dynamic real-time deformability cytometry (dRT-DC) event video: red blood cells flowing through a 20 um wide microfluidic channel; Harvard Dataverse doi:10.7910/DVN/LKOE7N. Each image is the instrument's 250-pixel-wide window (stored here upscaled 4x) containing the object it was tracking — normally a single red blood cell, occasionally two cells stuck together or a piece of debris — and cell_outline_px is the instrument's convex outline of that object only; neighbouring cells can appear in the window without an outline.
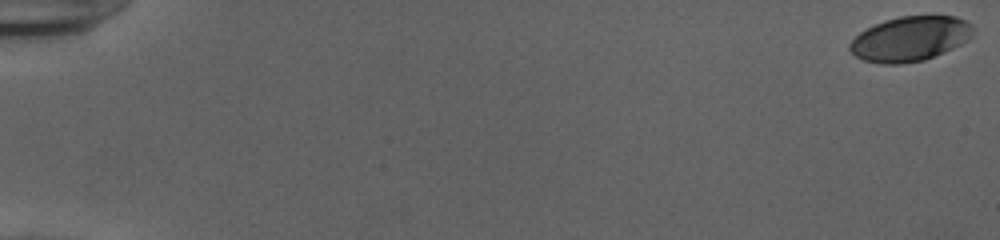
{"species": "human", "species_latin": "Homo sapiens", "temperature_condition": "cold", "stored_images_in_passage": 54, "camera_frame_rate_fps": 3000, "um_per_image_px": 0.085, "donor": {"sex": "female"}, "frame": {"image": 1, "passage_image": 1, "time_ms": 0.0, "image_size_px": [1000, 240], "cell_outline_px": [[972, 36], [968, 40], [952, 48], [924, 60], [900, 64], [880, 64], [864, 60], [856, 56], [848, 48], [848, 44], [860, 32], [884, 20], [900, 16], [956, 16], [972, 24]], "centroid_in_image_um": [77.34, 3.3], "position_along_channel_um": 7.7, "area_um2": 31.96}}
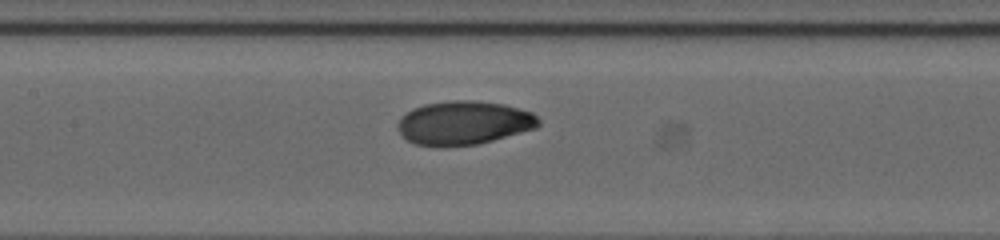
{"frame": {"image": 2, "passage_image": 28, "time_ms": 9.0, "image_size_px": [1000, 240], "cell_outline_px": [[540, 124], [536, 128], [480, 144], [444, 148], [440, 148], [416, 144], [408, 140], [400, 132], [396, 124], [400, 116], [412, 108], [424, 104], [452, 100], [472, 100], [504, 104], [532, 112], [540, 120]], "centroid_in_image_um": [39.4, 10.46], "position_along_channel_um": 168.0, "area_um2": 36.41}}
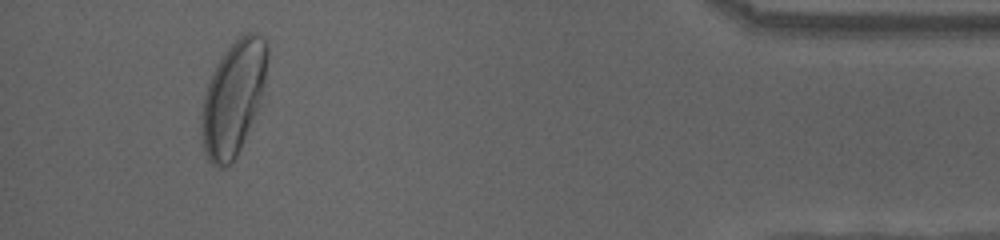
{"frame": {"image": 3, "passage_image": 51, "time_ms": 16.667, "image_size_px": [1000, 240], "cell_outline_px": [[268, 60], [264, 84], [256, 108], [240, 148], [236, 156], [224, 168], [220, 168], [212, 164], [208, 160], [204, 152], [200, 128], [200, 120], [204, 96], [208, 84], [216, 64], [228, 48], [244, 32], [256, 32], [268, 44]], "centroid_in_image_um": [19.8, 8.31], "position_along_channel_um": 415.4, "area_um2": 43.0}, "authors_computed_cell_mechanics": {"area_um2": 34.4199, "velocity_mm_per_s": 3.9237, "shape_relaxation_time_tau1_ms": 3.6877, "shape_relaxation_time_tau2_ms": 1.1143, "deformation_change_tau1": 0.1571, "deformation_change_tau2": 0.0415}}